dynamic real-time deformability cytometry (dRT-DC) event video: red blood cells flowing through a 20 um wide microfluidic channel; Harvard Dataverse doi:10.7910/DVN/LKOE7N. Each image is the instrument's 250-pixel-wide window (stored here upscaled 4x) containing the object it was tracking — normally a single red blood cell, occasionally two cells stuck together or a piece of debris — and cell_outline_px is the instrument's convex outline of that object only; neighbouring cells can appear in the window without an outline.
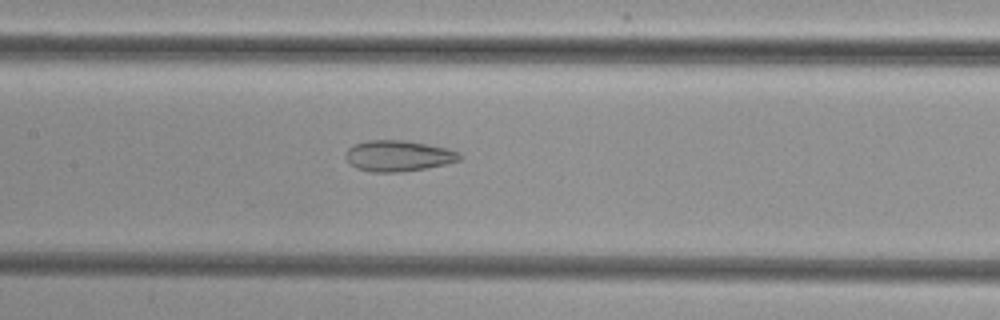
{"species": "common noctule bat (a hibernating species)", "species_latin": "Nyctalus noctula", "temperature_condition": "cold", "stored_images_in_passage": 53, "camera_frame_rate_fps": 3000, "um_per_image_px": 0.085, "animal": {"sex": "female", "body_mass_g": 29.2, "forearm_length_mm": 56.3}, "frame": {"image": 1, "passage_image": 26, "time_ms": 8.333, "image_size_px": [1000, 320], "cell_outline_px": [[464, 156], [460, 160], [444, 164], [424, 168], [400, 172], [372, 172], [356, 168], [344, 156], [348, 148], [352, 144], [368, 140], [404, 140], [428, 144], [448, 148], [460, 152]], "centroid_in_image_um": [33.86, 13.23], "position_along_channel_um": 173.5, "area_um2": 20.63}}
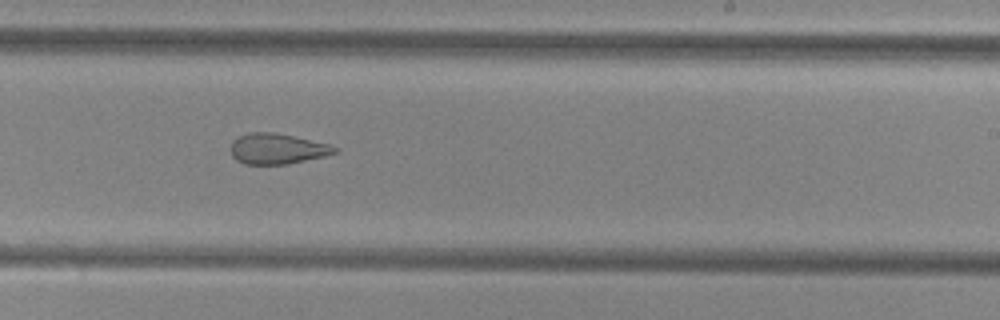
{"frame": {"image": 2, "passage_image": 33, "time_ms": 10.667, "image_size_px": [1000, 320], "cell_outline_px": [[340, 152], [324, 156], [288, 164], [244, 164], [236, 160], [232, 156], [232, 140], [236, 136], [248, 132], [276, 132], [332, 144], [340, 148]], "centroid_in_image_um": [23.61, 12.63], "position_along_channel_um": 265.4, "area_um2": 18.9}}
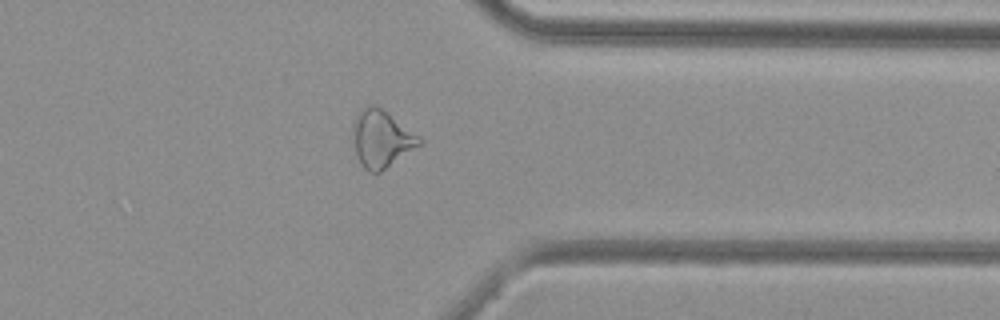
{"frame": {"image": 3, "passage_image": 42, "time_ms": 13.667, "image_size_px": [1000, 320], "cell_outline_px": [[424, 140], [420, 144], [380, 172], [368, 172], [360, 164], [356, 152], [352, 132], [352, 128], [356, 116], [360, 108], [368, 104], [372, 104], [380, 108], [420, 136]], "centroid_in_image_um": [32.39, 11.79], "position_along_channel_um": 379.0, "area_um2": 21.79}}